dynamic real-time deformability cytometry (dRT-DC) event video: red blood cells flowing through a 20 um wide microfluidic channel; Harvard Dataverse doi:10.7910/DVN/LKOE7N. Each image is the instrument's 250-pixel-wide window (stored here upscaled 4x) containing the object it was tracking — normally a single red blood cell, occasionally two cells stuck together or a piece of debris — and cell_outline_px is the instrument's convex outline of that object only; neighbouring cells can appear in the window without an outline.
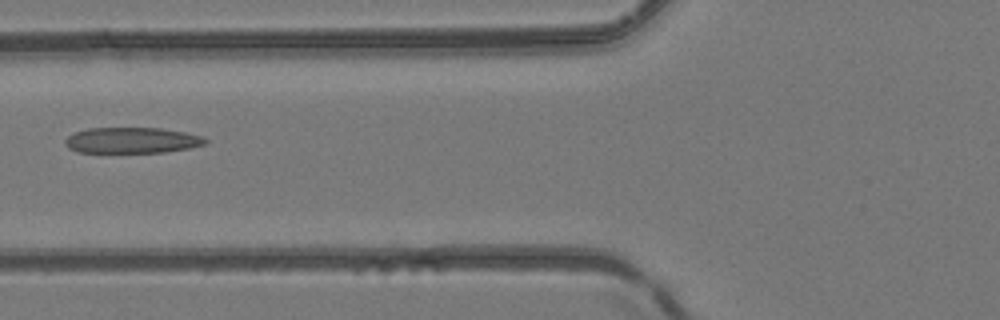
{"species": "common noctule bat (a hibernating species)", "species_latin": "Nyctalus noctula", "temperature_condition": "room temperature", "stored_images_in_passage": 5, "camera_frame_rate_fps": 3000, "um_per_image_px": 0.085, "animal": {"sex": "female", "body_mass_g": 24.6, "forearm_length_mm": 56.2}, "frame": {"image": 1, "passage_image": 5, "time_ms": 4.667, "image_size_px": [1000, 320], "cell_outline_px": [[208, 144], [188, 148], [164, 152], [76, 152], [68, 148], [64, 144], [64, 140], [72, 132], [88, 128], [160, 128], [184, 132], [200, 136], [208, 140]], "centroid_in_image_um": [11.17, 11.92], "position_along_channel_um": 114.6, "area_um2": 21.15}}